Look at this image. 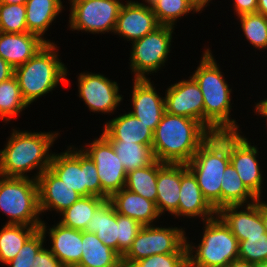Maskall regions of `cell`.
<instances>
[{
  "instance_id": "1",
  "label": "cell",
  "mask_w": 267,
  "mask_h": 267,
  "mask_svg": "<svg viewBox=\"0 0 267 267\" xmlns=\"http://www.w3.org/2000/svg\"><path fill=\"white\" fill-rule=\"evenodd\" d=\"M10 132L3 149H0V175L37 180L43 171L49 169L54 153L51 148L60 138V132H32L15 126Z\"/></svg>"
},
{
  "instance_id": "2",
  "label": "cell",
  "mask_w": 267,
  "mask_h": 267,
  "mask_svg": "<svg viewBox=\"0 0 267 267\" xmlns=\"http://www.w3.org/2000/svg\"><path fill=\"white\" fill-rule=\"evenodd\" d=\"M198 66L190 74L198 83L204 100V127L211 133L241 132L233 116L234 100L231 84L225 78L223 70L216 61L213 51L205 45ZM233 101V102H232ZM232 102V103H231ZM239 124V125H238Z\"/></svg>"
},
{
  "instance_id": "3",
  "label": "cell",
  "mask_w": 267,
  "mask_h": 267,
  "mask_svg": "<svg viewBox=\"0 0 267 267\" xmlns=\"http://www.w3.org/2000/svg\"><path fill=\"white\" fill-rule=\"evenodd\" d=\"M210 135L199 121L165 112L153 132V155L162 163L187 164Z\"/></svg>"
},
{
  "instance_id": "4",
  "label": "cell",
  "mask_w": 267,
  "mask_h": 267,
  "mask_svg": "<svg viewBox=\"0 0 267 267\" xmlns=\"http://www.w3.org/2000/svg\"><path fill=\"white\" fill-rule=\"evenodd\" d=\"M59 49L57 43H47L26 63L14 69L21 95L28 106L49 93L53 94L60 83L70 86L69 69L61 60Z\"/></svg>"
},
{
  "instance_id": "5",
  "label": "cell",
  "mask_w": 267,
  "mask_h": 267,
  "mask_svg": "<svg viewBox=\"0 0 267 267\" xmlns=\"http://www.w3.org/2000/svg\"><path fill=\"white\" fill-rule=\"evenodd\" d=\"M229 164V132L211 134L186 164L204 198L216 211L221 209V178Z\"/></svg>"
},
{
  "instance_id": "6",
  "label": "cell",
  "mask_w": 267,
  "mask_h": 267,
  "mask_svg": "<svg viewBox=\"0 0 267 267\" xmlns=\"http://www.w3.org/2000/svg\"><path fill=\"white\" fill-rule=\"evenodd\" d=\"M202 223L197 244L186 235L188 267H226L238 259L239 241L223 220L216 215Z\"/></svg>"
},
{
  "instance_id": "7",
  "label": "cell",
  "mask_w": 267,
  "mask_h": 267,
  "mask_svg": "<svg viewBox=\"0 0 267 267\" xmlns=\"http://www.w3.org/2000/svg\"><path fill=\"white\" fill-rule=\"evenodd\" d=\"M0 211L8 219L6 224L40 226L44 216L39 209L37 180L0 175Z\"/></svg>"
},
{
  "instance_id": "8",
  "label": "cell",
  "mask_w": 267,
  "mask_h": 267,
  "mask_svg": "<svg viewBox=\"0 0 267 267\" xmlns=\"http://www.w3.org/2000/svg\"><path fill=\"white\" fill-rule=\"evenodd\" d=\"M49 170L69 187L83 196L101 197V183L93 160L76 145L54 152Z\"/></svg>"
},
{
  "instance_id": "9",
  "label": "cell",
  "mask_w": 267,
  "mask_h": 267,
  "mask_svg": "<svg viewBox=\"0 0 267 267\" xmlns=\"http://www.w3.org/2000/svg\"><path fill=\"white\" fill-rule=\"evenodd\" d=\"M175 27L160 25L151 33L132 42L129 65L133 79H151L155 73L163 71L170 58ZM163 68V69H162Z\"/></svg>"
},
{
  "instance_id": "10",
  "label": "cell",
  "mask_w": 267,
  "mask_h": 267,
  "mask_svg": "<svg viewBox=\"0 0 267 267\" xmlns=\"http://www.w3.org/2000/svg\"><path fill=\"white\" fill-rule=\"evenodd\" d=\"M186 229L179 225L143 226L122 257V266L130 267L135 261L154 254L187 253Z\"/></svg>"
},
{
  "instance_id": "11",
  "label": "cell",
  "mask_w": 267,
  "mask_h": 267,
  "mask_svg": "<svg viewBox=\"0 0 267 267\" xmlns=\"http://www.w3.org/2000/svg\"><path fill=\"white\" fill-rule=\"evenodd\" d=\"M125 0H80L68 5L69 31L90 34H113Z\"/></svg>"
},
{
  "instance_id": "12",
  "label": "cell",
  "mask_w": 267,
  "mask_h": 267,
  "mask_svg": "<svg viewBox=\"0 0 267 267\" xmlns=\"http://www.w3.org/2000/svg\"><path fill=\"white\" fill-rule=\"evenodd\" d=\"M76 77L78 82V95L76 96L82 99L90 113H101L102 116L103 114L112 116L115 112L117 113V109L119 110L124 100L117 81L109 79L100 72L90 71L80 72Z\"/></svg>"
},
{
  "instance_id": "13",
  "label": "cell",
  "mask_w": 267,
  "mask_h": 267,
  "mask_svg": "<svg viewBox=\"0 0 267 267\" xmlns=\"http://www.w3.org/2000/svg\"><path fill=\"white\" fill-rule=\"evenodd\" d=\"M243 132H229L230 163L237 171L240 179L247 188L258 198L265 199L262 194L266 184L263 163L259 160L262 151H259L255 142L251 143L249 137ZM253 144V145H252ZM260 161V162H259ZM261 164V165H260Z\"/></svg>"
},
{
  "instance_id": "14",
  "label": "cell",
  "mask_w": 267,
  "mask_h": 267,
  "mask_svg": "<svg viewBox=\"0 0 267 267\" xmlns=\"http://www.w3.org/2000/svg\"><path fill=\"white\" fill-rule=\"evenodd\" d=\"M85 144V145H84ZM81 148L95 163L101 183V198L109 199L125 187L127 172L116 155L112 144L101 134Z\"/></svg>"
},
{
  "instance_id": "15",
  "label": "cell",
  "mask_w": 267,
  "mask_h": 267,
  "mask_svg": "<svg viewBox=\"0 0 267 267\" xmlns=\"http://www.w3.org/2000/svg\"><path fill=\"white\" fill-rule=\"evenodd\" d=\"M169 85L164 92L165 112L197 120L204 126L203 94L194 78L189 75Z\"/></svg>"
},
{
  "instance_id": "16",
  "label": "cell",
  "mask_w": 267,
  "mask_h": 267,
  "mask_svg": "<svg viewBox=\"0 0 267 267\" xmlns=\"http://www.w3.org/2000/svg\"><path fill=\"white\" fill-rule=\"evenodd\" d=\"M131 80V108L128 111L154 132L165 113L164 93L157 91L159 89L151 79Z\"/></svg>"
},
{
  "instance_id": "17",
  "label": "cell",
  "mask_w": 267,
  "mask_h": 267,
  "mask_svg": "<svg viewBox=\"0 0 267 267\" xmlns=\"http://www.w3.org/2000/svg\"><path fill=\"white\" fill-rule=\"evenodd\" d=\"M159 26L152 7L136 0H126L120 9L113 35H118L117 38L130 45Z\"/></svg>"
},
{
  "instance_id": "18",
  "label": "cell",
  "mask_w": 267,
  "mask_h": 267,
  "mask_svg": "<svg viewBox=\"0 0 267 267\" xmlns=\"http://www.w3.org/2000/svg\"><path fill=\"white\" fill-rule=\"evenodd\" d=\"M217 215V211L204 198L194 174L181 164V184L178 210L171 216L173 219H190L193 222L209 220ZM183 217V218H180ZM201 218V219H200Z\"/></svg>"
},
{
  "instance_id": "19",
  "label": "cell",
  "mask_w": 267,
  "mask_h": 267,
  "mask_svg": "<svg viewBox=\"0 0 267 267\" xmlns=\"http://www.w3.org/2000/svg\"><path fill=\"white\" fill-rule=\"evenodd\" d=\"M56 222L50 226L43 219L40 225V230L47 239L45 241L50 242H47L48 249L65 267H76L83 254L82 231L65 227L58 220ZM47 236L49 238H46Z\"/></svg>"
},
{
  "instance_id": "20",
  "label": "cell",
  "mask_w": 267,
  "mask_h": 267,
  "mask_svg": "<svg viewBox=\"0 0 267 267\" xmlns=\"http://www.w3.org/2000/svg\"><path fill=\"white\" fill-rule=\"evenodd\" d=\"M37 184L41 216L49 211L60 215L82 197L49 169L38 176Z\"/></svg>"
},
{
  "instance_id": "21",
  "label": "cell",
  "mask_w": 267,
  "mask_h": 267,
  "mask_svg": "<svg viewBox=\"0 0 267 267\" xmlns=\"http://www.w3.org/2000/svg\"><path fill=\"white\" fill-rule=\"evenodd\" d=\"M217 215L229 227L239 242L245 240L246 236H261L266 234L258 209V200L246 205L222 207L217 211Z\"/></svg>"
},
{
  "instance_id": "22",
  "label": "cell",
  "mask_w": 267,
  "mask_h": 267,
  "mask_svg": "<svg viewBox=\"0 0 267 267\" xmlns=\"http://www.w3.org/2000/svg\"><path fill=\"white\" fill-rule=\"evenodd\" d=\"M102 135L108 141H125L152 148L153 131L129 111L120 113L103 123Z\"/></svg>"
},
{
  "instance_id": "23",
  "label": "cell",
  "mask_w": 267,
  "mask_h": 267,
  "mask_svg": "<svg viewBox=\"0 0 267 267\" xmlns=\"http://www.w3.org/2000/svg\"><path fill=\"white\" fill-rule=\"evenodd\" d=\"M109 200L112 202L118 214L131 217L142 226L164 222V220L159 222L162 218L157 210L155 202L145 199L141 195L126 188L115 192Z\"/></svg>"
},
{
  "instance_id": "24",
  "label": "cell",
  "mask_w": 267,
  "mask_h": 267,
  "mask_svg": "<svg viewBox=\"0 0 267 267\" xmlns=\"http://www.w3.org/2000/svg\"><path fill=\"white\" fill-rule=\"evenodd\" d=\"M46 44L39 36L29 32H0V57L15 69L31 59Z\"/></svg>"
},
{
  "instance_id": "25",
  "label": "cell",
  "mask_w": 267,
  "mask_h": 267,
  "mask_svg": "<svg viewBox=\"0 0 267 267\" xmlns=\"http://www.w3.org/2000/svg\"><path fill=\"white\" fill-rule=\"evenodd\" d=\"M180 184L181 164L158 161L156 207L161 216H172L178 210Z\"/></svg>"
},
{
  "instance_id": "26",
  "label": "cell",
  "mask_w": 267,
  "mask_h": 267,
  "mask_svg": "<svg viewBox=\"0 0 267 267\" xmlns=\"http://www.w3.org/2000/svg\"><path fill=\"white\" fill-rule=\"evenodd\" d=\"M62 0H28L26 8V24L29 33L39 36L46 43H57L48 39L47 31L52 29V23L65 11ZM51 26V27H50Z\"/></svg>"
},
{
  "instance_id": "27",
  "label": "cell",
  "mask_w": 267,
  "mask_h": 267,
  "mask_svg": "<svg viewBox=\"0 0 267 267\" xmlns=\"http://www.w3.org/2000/svg\"><path fill=\"white\" fill-rule=\"evenodd\" d=\"M82 257L76 267H123L122 257L95 233L82 231Z\"/></svg>"
},
{
  "instance_id": "28",
  "label": "cell",
  "mask_w": 267,
  "mask_h": 267,
  "mask_svg": "<svg viewBox=\"0 0 267 267\" xmlns=\"http://www.w3.org/2000/svg\"><path fill=\"white\" fill-rule=\"evenodd\" d=\"M85 231L95 233L106 246L118 253V213L109 199L97 208Z\"/></svg>"
},
{
  "instance_id": "29",
  "label": "cell",
  "mask_w": 267,
  "mask_h": 267,
  "mask_svg": "<svg viewBox=\"0 0 267 267\" xmlns=\"http://www.w3.org/2000/svg\"><path fill=\"white\" fill-rule=\"evenodd\" d=\"M222 176L221 208L230 205L251 204L258 200L240 179L231 163L227 166Z\"/></svg>"
},
{
  "instance_id": "30",
  "label": "cell",
  "mask_w": 267,
  "mask_h": 267,
  "mask_svg": "<svg viewBox=\"0 0 267 267\" xmlns=\"http://www.w3.org/2000/svg\"><path fill=\"white\" fill-rule=\"evenodd\" d=\"M0 229V264L6 265L14 259L26 240L40 226L3 224Z\"/></svg>"
},
{
  "instance_id": "31",
  "label": "cell",
  "mask_w": 267,
  "mask_h": 267,
  "mask_svg": "<svg viewBox=\"0 0 267 267\" xmlns=\"http://www.w3.org/2000/svg\"><path fill=\"white\" fill-rule=\"evenodd\" d=\"M105 200L98 196H83L59 215L58 222L65 227L85 231L87 223Z\"/></svg>"
},
{
  "instance_id": "32",
  "label": "cell",
  "mask_w": 267,
  "mask_h": 267,
  "mask_svg": "<svg viewBox=\"0 0 267 267\" xmlns=\"http://www.w3.org/2000/svg\"><path fill=\"white\" fill-rule=\"evenodd\" d=\"M29 106L24 101L15 75L0 83V120L7 125Z\"/></svg>"
},
{
  "instance_id": "33",
  "label": "cell",
  "mask_w": 267,
  "mask_h": 267,
  "mask_svg": "<svg viewBox=\"0 0 267 267\" xmlns=\"http://www.w3.org/2000/svg\"><path fill=\"white\" fill-rule=\"evenodd\" d=\"M157 177L158 160L155 159L150 165L128 172L124 188L156 203Z\"/></svg>"
},
{
  "instance_id": "34",
  "label": "cell",
  "mask_w": 267,
  "mask_h": 267,
  "mask_svg": "<svg viewBox=\"0 0 267 267\" xmlns=\"http://www.w3.org/2000/svg\"><path fill=\"white\" fill-rule=\"evenodd\" d=\"M109 142L127 173L150 165L155 160L152 148L148 145L125 141Z\"/></svg>"
},
{
  "instance_id": "35",
  "label": "cell",
  "mask_w": 267,
  "mask_h": 267,
  "mask_svg": "<svg viewBox=\"0 0 267 267\" xmlns=\"http://www.w3.org/2000/svg\"><path fill=\"white\" fill-rule=\"evenodd\" d=\"M236 21L239 30L247 43L255 48V52H265L267 50V16L260 13H250L238 16Z\"/></svg>"
},
{
  "instance_id": "36",
  "label": "cell",
  "mask_w": 267,
  "mask_h": 267,
  "mask_svg": "<svg viewBox=\"0 0 267 267\" xmlns=\"http://www.w3.org/2000/svg\"><path fill=\"white\" fill-rule=\"evenodd\" d=\"M160 25L177 28L176 24L184 16L202 12L189 0H157L152 6ZM179 20V21H178Z\"/></svg>"
},
{
  "instance_id": "37",
  "label": "cell",
  "mask_w": 267,
  "mask_h": 267,
  "mask_svg": "<svg viewBox=\"0 0 267 267\" xmlns=\"http://www.w3.org/2000/svg\"><path fill=\"white\" fill-rule=\"evenodd\" d=\"M0 32H28L25 5L0 3Z\"/></svg>"
},
{
  "instance_id": "38",
  "label": "cell",
  "mask_w": 267,
  "mask_h": 267,
  "mask_svg": "<svg viewBox=\"0 0 267 267\" xmlns=\"http://www.w3.org/2000/svg\"><path fill=\"white\" fill-rule=\"evenodd\" d=\"M45 237L42 231L37 229L24 243L13 260L8 262V267H31L34 266L37 252L46 245Z\"/></svg>"
},
{
  "instance_id": "39",
  "label": "cell",
  "mask_w": 267,
  "mask_h": 267,
  "mask_svg": "<svg viewBox=\"0 0 267 267\" xmlns=\"http://www.w3.org/2000/svg\"><path fill=\"white\" fill-rule=\"evenodd\" d=\"M238 258L249 263L267 261V233L261 236H246L239 242Z\"/></svg>"
},
{
  "instance_id": "40",
  "label": "cell",
  "mask_w": 267,
  "mask_h": 267,
  "mask_svg": "<svg viewBox=\"0 0 267 267\" xmlns=\"http://www.w3.org/2000/svg\"><path fill=\"white\" fill-rule=\"evenodd\" d=\"M143 226L131 217L118 214V254L123 257Z\"/></svg>"
},
{
  "instance_id": "41",
  "label": "cell",
  "mask_w": 267,
  "mask_h": 267,
  "mask_svg": "<svg viewBox=\"0 0 267 267\" xmlns=\"http://www.w3.org/2000/svg\"><path fill=\"white\" fill-rule=\"evenodd\" d=\"M130 267H188L187 253L154 254L135 261Z\"/></svg>"
},
{
  "instance_id": "42",
  "label": "cell",
  "mask_w": 267,
  "mask_h": 267,
  "mask_svg": "<svg viewBox=\"0 0 267 267\" xmlns=\"http://www.w3.org/2000/svg\"><path fill=\"white\" fill-rule=\"evenodd\" d=\"M33 265L31 267H65L48 249L47 244L37 252Z\"/></svg>"
},
{
  "instance_id": "43",
  "label": "cell",
  "mask_w": 267,
  "mask_h": 267,
  "mask_svg": "<svg viewBox=\"0 0 267 267\" xmlns=\"http://www.w3.org/2000/svg\"><path fill=\"white\" fill-rule=\"evenodd\" d=\"M232 8L235 15L241 16L244 14L256 13L258 7L257 0H232Z\"/></svg>"
},
{
  "instance_id": "44",
  "label": "cell",
  "mask_w": 267,
  "mask_h": 267,
  "mask_svg": "<svg viewBox=\"0 0 267 267\" xmlns=\"http://www.w3.org/2000/svg\"><path fill=\"white\" fill-rule=\"evenodd\" d=\"M254 108V109H253ZM252 113H254L253 115H257L259 116V118L262 117V119H264L262 122L266 123L263 125H266L264 128H267V99L266 97L264 99L261 100H257V102H254V106L252 107ZM267 130V129H266ZM267 134V131L266 133Z\"/></svg>"
},
{
  "instance_id": "45",
  "label": "cell",
  "mask_w": 267,
  "mask_h": 267,
  "mask_svg": "<svg viewBox=\"0 0 267 267\" xmlns=\"http://www.w3.org/2000/svg\"><path fill=\"white\" fill-rule=\"evenodd\" d=\"M14 75V68L0 57V83Z\"/></svg>"
},
{
  "instance_id": "46",
  "label": "cell",
  "mask_w": 267,
  "mask_h": 267,
  "mask_svg": "<svg viewBox=\"0 0 267 267\" xmlns=\"http://www.w3.org/2000/svg\"><path fill=\"white\" fill-rule=\"evenodd\" d=\"M258 209L260 211L261 219L267 233V200L263 198L258 199Z\"/></svg>"
},
{
  "instance_id": "47",
  "label": "cell",
  "mask_w": 267,
  "mask_h": 267,
  "mask_svg": "<svg viewBox=\"0 0 267 267\" xmlns=\"http://www.w3.org/2000/svg\"><path fill=\"white\" fill-rule=\"evenodd\" d=\"M226 267H252V263L238 258L231 261Z\"/></svg>"
},
{
  "instance_id": "48",
  "label": "cell",
  "mask_w": 267,
  "mask_h": 267,
  "mask_svg": "<svg viewBox=\"0 0 267 267\" xmlns=\"http://www.w3.org/2000/svg\"><path fill=\"white\" fill-rule=\"evenodd\" d=\"M191 1L201 12L203 10H206L205 8L207 6H210V3H212V0H189Z\"/></svg>"
},
{
  "instance_id": "49",
  "label": "cell",
  "mask_w": 267,
  "mask_h": 267,
  "mask_svg": "<svg viewBox=\"0 0 267 267\" xmlns=\"http://www.w3.org/2000/svg\"><path fill=\"white\" fill-rule=\"evenodd\" d=\"M258 7L256 12L267 16V0H257Z\"/></svg>"
},
{
  "instance_id": "50",
  "label": "cell",
  "mask_w": 267,
  "mask_h": 267,
  "mask_svg": "<svg viewBox=\"0 0 267 267\" xmlns=\"http://www.w3.org/2000/svg\"><path fill=\"white\" fill-rule=\"evenodd\" d=\"M28 0H0L4 4H23L25 5Z\"/></svg>"
},
{
  "instance_id": "51",
  "label": "cell",
  "mask_w": 267,
  "mask_h": 267,
  "mask_svg": "<svg viewBox=\"0 0 267 267\" xmlns=\"http://www.w3.org/2000/svg\"><path fill=\"white\" fill-rule=\"evenodd\" d=\"M141 1L142 2H140V0L139 1L137 0L138 3L146 4L151 7L157 0H141Z\"/></svg>"
},
{
  "instance_id": "52",
  "label": "cell",
  "mask_w": 267,
  "mask_h": 267,
  "mask_svg": "<svg viewBox=\"0 0 267 267\" xmlns=\"http://www.w3.org/2000/svg\"><path fill=\"white\" fill-rule=\"evenodd\" d=\"M252 267H267V261L252 263Z\"/></svg>"
},
{
  "instance_id": "53",
  "label": "cell",
  "mask_w": 267,
  "mask_h": 267,
  "mask_svg": "<svg viewBox=\"0 0 267 267\" xmlns=\"http://www.w3.org/2000/svg\"><path fill=\"white\" fill-rule=\"evenodd\" d=\"M76 1H80V0H68V3L67 4H71L72 2H76Z\"/></svg>"
}]
</instances>
